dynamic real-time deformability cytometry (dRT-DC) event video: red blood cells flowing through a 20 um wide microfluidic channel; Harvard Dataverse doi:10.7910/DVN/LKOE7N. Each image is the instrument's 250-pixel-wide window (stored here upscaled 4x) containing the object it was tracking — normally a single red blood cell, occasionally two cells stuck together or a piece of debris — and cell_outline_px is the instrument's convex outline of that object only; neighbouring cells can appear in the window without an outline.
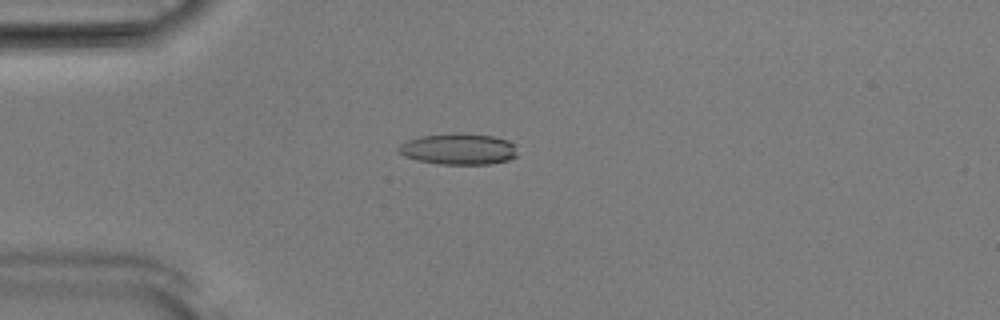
{"species": "Egyptian fruit bat (a non-hibernating species)", "species_latin": "Rousettus aegyptiacus", "temperature_condition": "room temperature", "stored_images_in_passage": 45, "camera_frame_rate_fps": 3000, "um_per_image_px": 0.085, "animal": {"sex": "male"}, "frame": {"image": 1, "passage_image": 7, "time_ms": 2.0, "image_size_px": [1000, 320], "cell_outline_px": [[516, 156], [508, 160], [492, 164], [440, 164], [416, 160], [404, 156], [396, 148], [400, 144], [408, 140], [420, 136], [492, 136], [508, 140], [516, 144]], "centroid_in_image_um": [38.99, 12.72], "position_along_channel_um": 46.0, "area_um2": 20.75}}
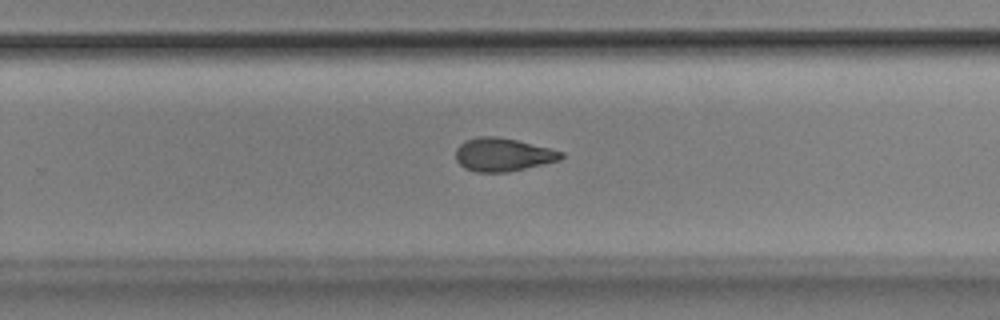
{"frame": {"image": 2, "passage_image": 27, "time_ms": 8.667, "image_size_px": [1000, 320], "cell_outline_px": [[564, 156], [560, 160], [508, 172], [476, 172], [464, 168], [456, 160], [456, 148], [464, 140], [480, 136], [496, 136], [516, 140], [564, 152]], "centroid_in_image_um": [42.72, 13.14], "position_along_channel_um": 287.1, "area_um2": 20.35}}
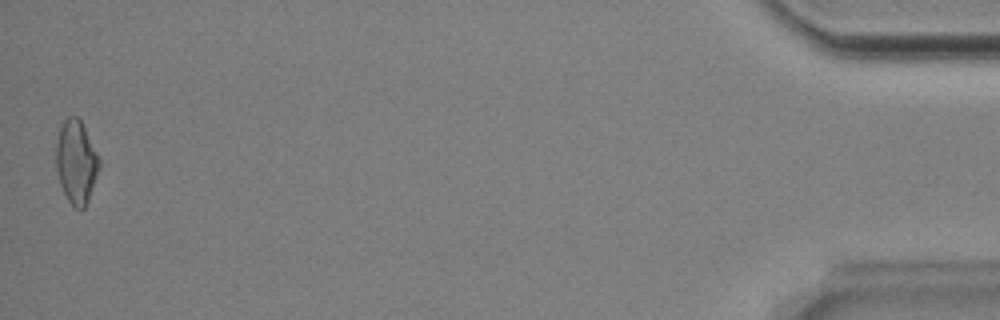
{"frame": {"image": 3, "passage_image": 45, "time_ms": 14.667, "image_size_px": [1000, 320], "cell_outline_px": [[100, 168], [88, 200], [84, 208], [80, 212], [68, 200], [60, 184], [56, 168], [56, 144], [60, 120], [68, 116], [76, 116], [80, 120], [100, 160]], "centroid_in_image_um": [6.46, 13.75], "position_along_channel_um": 428.7, "area_um2": 20.98}, "authors_computed_cell_mechanics": {"area_um2": 20.6346, "velocity_mm_per_s": 3.8954, "shape_relaxation_time_tau1_ms": 8.0263, "shape_relaxation_time_tau2_ms": 2.9736, "deformation_change_tau1": 0.2024, "deformation_change_tau2": 0.1049}}